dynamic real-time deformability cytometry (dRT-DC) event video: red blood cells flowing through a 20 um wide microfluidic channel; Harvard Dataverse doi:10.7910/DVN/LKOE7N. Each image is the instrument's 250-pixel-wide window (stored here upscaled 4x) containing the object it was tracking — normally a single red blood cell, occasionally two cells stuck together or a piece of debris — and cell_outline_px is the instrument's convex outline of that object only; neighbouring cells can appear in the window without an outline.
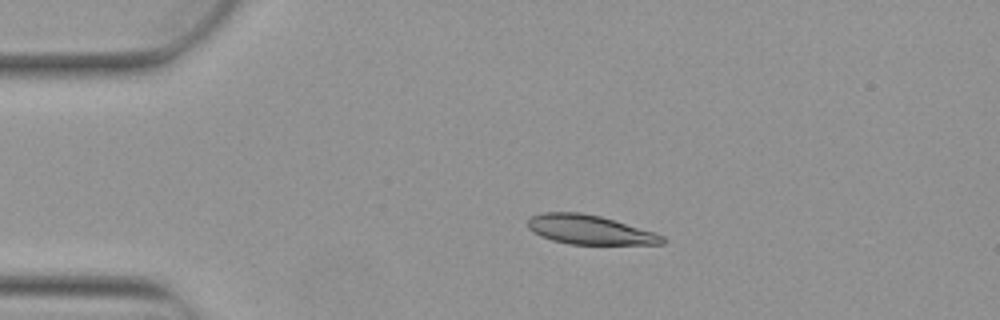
{"species": "Egyptian fruit bat (a non-hibernating species)", "species_latin": "Rousettus aegyptiacus", "temperature_condition": "warm", "stored_images_in_passage": 4, "camera_frame_rate_fps": 3000, "um_per_image_px": 0.085, "animal": {"sex": "female"}, "frame": {"image": 1, "passage_image": 3, "time_ms": 0.667, "image_size_px": [1000, 320], "cell_outline_px": [[668, 240], [664, 244], [568, 244], [552, 240], [540, 236], [532, 232], [528, 228], [528, 220], [532, 216], [544, 212], [580, 212], [600, 216], [652, 232], [664, 236]], "centroid_in_image_um": [50.09, 19.53], "position_along_channel_um": 34.9, "area_um2": 22.77}}